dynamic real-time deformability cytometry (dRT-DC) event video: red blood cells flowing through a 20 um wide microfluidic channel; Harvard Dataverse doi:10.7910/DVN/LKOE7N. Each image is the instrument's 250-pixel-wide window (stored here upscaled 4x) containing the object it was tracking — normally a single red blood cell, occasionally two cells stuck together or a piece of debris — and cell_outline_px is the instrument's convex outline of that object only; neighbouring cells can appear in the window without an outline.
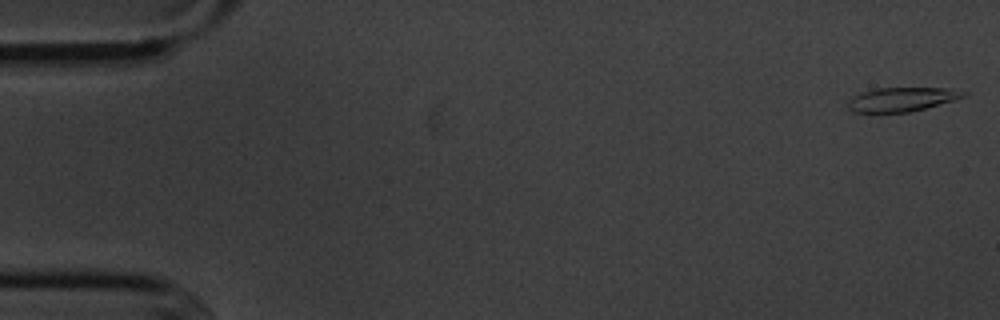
{"species": "common noctule bat (a hibernating species)", "species_latin": "Nyctalus noctula", "temperature_condition": "cold", "stored_images_in_passage": 5, "camera_frame_rate_fps": 3000, "um_per_image_px": 0.085, "animal": {"sex": "male", "body_mass_g": 20.1, "forearm_length_mm": 53.5}, "frame": {"image": 1, "passage_image": 1, "time_ms": 0.0, "image_size_px": [1000, 320], "cell_outline_px": [[968, 96], [956, 100], [912, 112], [856, 112], [848, 108], [848, 100], [860, 92], [876, 88], [952, 88], [968, 92]], "centroid_in_image_um": [76.73, 8.44], "position_along_channel_um": 8.3, "area_um2": 16.42}}
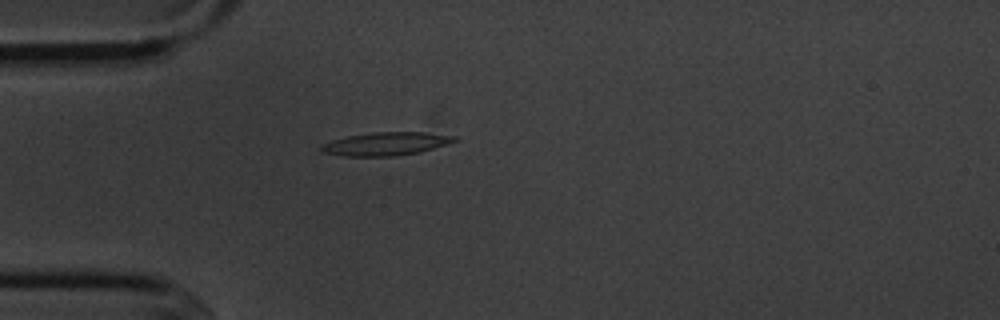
{"frame": {"image": 2, "passage_image": 5, "time_ms": 4.667, "image_size_px": [1000, 320], "cell_outline_px": [[460, 140], [448, 144], [420, 152], [392, 156], [344, 156], [320, 152], [320, 144], [332, 140], [348, 136], [372, 132], [424, 132], [456, 136]], "centroid_in_image_um": [32.8, 12.22], "position_along_channel_um": 52.2, "area_um2": 18.15}}